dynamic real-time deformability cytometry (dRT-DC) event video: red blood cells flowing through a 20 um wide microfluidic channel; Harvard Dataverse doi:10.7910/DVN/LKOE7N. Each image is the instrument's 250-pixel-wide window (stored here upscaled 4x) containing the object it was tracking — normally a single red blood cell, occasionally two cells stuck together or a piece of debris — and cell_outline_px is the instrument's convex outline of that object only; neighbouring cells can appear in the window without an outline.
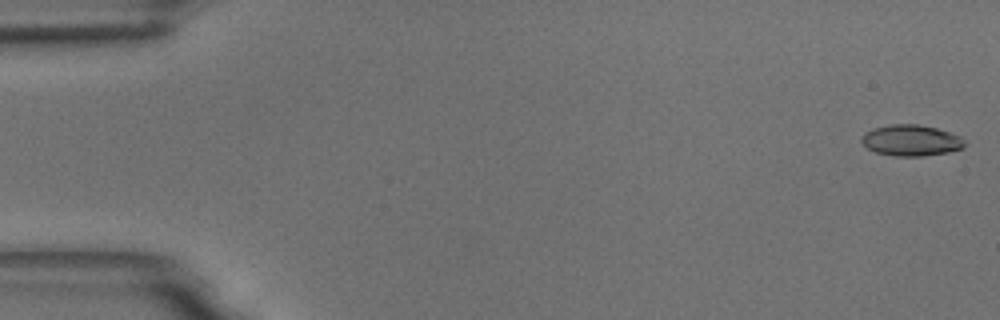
{"species": "common noctule bat (a hibernating species)", "species_latin": "Nyctalus noctula", "temperature_condition": "room temperature", "stored_images_in_passage": 56, "camera_frame_rate_fps": 3000, "um_per_image_px": 0.085, "animal": {"sex": "male", "body_mass_g": 18.8}, "frame": {"image": 1, "passage_image": 1, "time_ms": 0.0, "image_size_px": [1000, 320], "cell_outline_px": [[964, 148], [948, 152], [924, 156], [892, 156], [876, 152], [868, 148], [860, 140], [860, 136], [864, 132], [872, 128], [892, 124], [916, 124], [936, 128], [960, 136], [964, 140]], "centroid_in_image_um": [77.41, 11.93], "position_along_channel_um": 7.6, "area_um2": 18.73}}
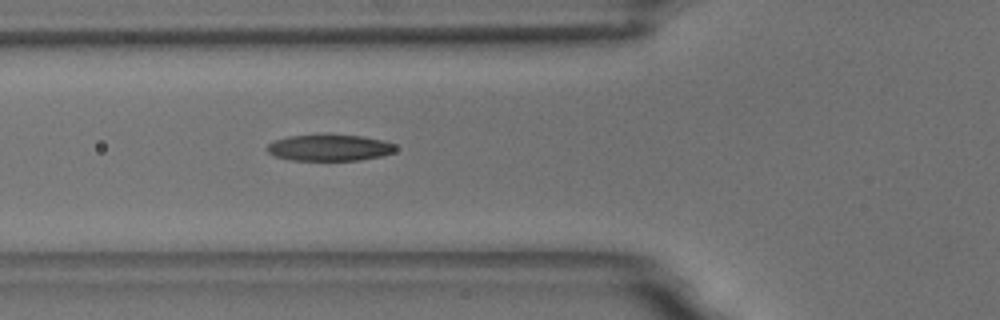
{"frame": {"image": 2, "passage_image": 20, "time_ms": 6.333, "image_size_px": [1000, 320], "cell_outline_px": [[396, 148], [392, 152], [380, 156], [360, 160], [292, 160], [276, 156], [268, 152], [264, 148], [268, 144], [276, 140], [288, 136], [360, 136], [384, 140], [396, 144]], "centroid_in_image_um": [28.0, 12.57], "position_along_channel_um": 97.8, "area_um2": 19.25}}
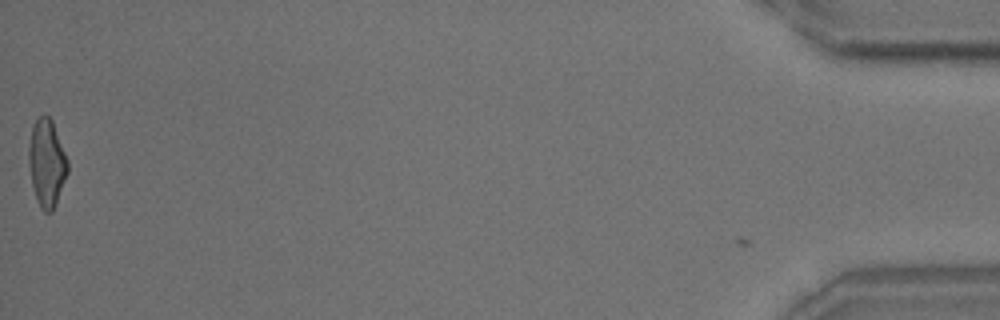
{"frame": {"image": 3, "passage_image": 55, "time_ms": 18.0, "image_size_px": [1000, 320], "cell_outline_px": [[68, 172], [56, 204], [52, 212], [44, 212], [40, 208], [36, 200], [32, 184], [28, 160], [28, 148], [32, 124], [40, 116], [48, 116], [52, 120], [68, 160]], "centroid_in_image_um": [3.97, 13.87], "position_along_channel_um": 431.2, "area_um2": 19.88}, "authors_computed_cell_mechanics": {"area_um2": 19.5653, "velocity_mm_per_s": 3.6862, "shape_relaxation_time_tau1_ms": 7.2171, "shape_relaxation_time_tau2_ms": 3.069, "deformation_change_tau1": 0.2264, "deformation_change_tau2": 0.1149}}